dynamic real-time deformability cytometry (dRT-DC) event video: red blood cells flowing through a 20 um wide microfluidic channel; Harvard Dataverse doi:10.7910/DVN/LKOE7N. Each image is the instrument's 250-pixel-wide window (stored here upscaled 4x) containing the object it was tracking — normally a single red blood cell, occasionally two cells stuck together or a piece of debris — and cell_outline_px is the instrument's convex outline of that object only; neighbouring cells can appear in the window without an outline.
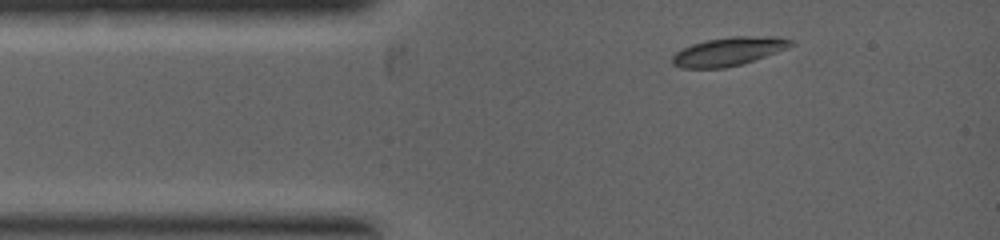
{"species": "common noctule bat (a hibernating species)", "species_latin": "Nyctalus noctula", "temperature_condition": "warm", "stored_images_in_passage": 2, "camera_frame_rate_fps": 5000, "um_per_image_px": 0.085, "animal": {"sex": "female", "body_mass_g": 19.0, "forearm_length_mm": 53.3}, "frame": {"image": 1, "passage_image": 1, "time_ms": 0.0, "image_size_px": [1000, 240], "cell_outline_px": [[796, 44], [788, 48], [740, 64], [724, 68], [684, 68], [672, 64], [672, 56], [676, 52], [692, 44], [708, 40], [732, 36], [780, 36], [792, 40]], "centroid_in_image_um": [61.96, 4.36], "position_along_channel_um": 23.0, "area_um2": 19.54}}